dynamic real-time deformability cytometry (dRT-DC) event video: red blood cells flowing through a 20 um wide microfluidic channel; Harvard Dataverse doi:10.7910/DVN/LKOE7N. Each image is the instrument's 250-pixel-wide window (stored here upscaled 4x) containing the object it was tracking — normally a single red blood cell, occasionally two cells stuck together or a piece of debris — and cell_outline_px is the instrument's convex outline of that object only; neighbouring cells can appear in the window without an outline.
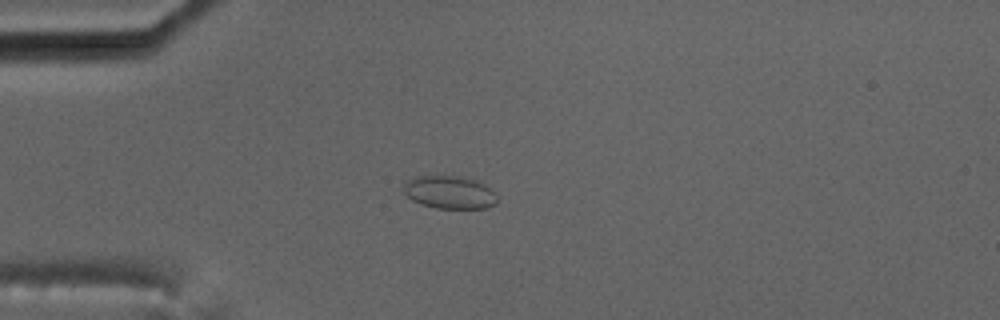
{"species": "common noctule bat (a hibernating species)", "species_latin": "Nyctalus noctula", "temperature_condition": "cold", "stored_images_in_passage": 8, "camera_frame_rate_fps": 3000, "um_per_image_px": 0.085, "animal": {"sex": "male", "body_mass_g": 17.5, "forearm_length_mm": 52.3}, "frame": {"image": 1, "passage_image": 5, "time_ms": 4.667, "image_size_px": [1000, 320], "cell_outline_px": [[496, 204], [488, 208], [436, 208], [420, 204], [412, 200], [404, 192], [404, 184], [412, 176], [444, 172], [476, 180], [484, 184], [496, 196]], "centroid_in_image_um": [38.16, 16.29], "position_along_channel_um": 46.8, "area_um2": 18.55}}
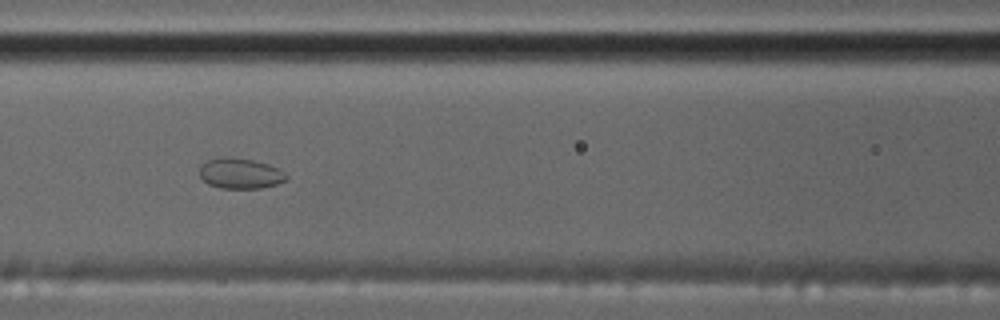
{"frame": {"image": 2, "passage_image": 8, "time_ms": 8.0, "image_size_px": [1000, 320], "cell_outline_px": [[288, 180], [276, 184], [260, 188], [220, 188], [208, 184], [200, 176], [200, 164], [208, 160], [224, 156], [252, 160], [268, 164], [284, 172], [288, 176]], "centroid_in_image_um": [20.41, 14.74], "position_along_channel_um": 146.2, "area_um2": 15.37}}